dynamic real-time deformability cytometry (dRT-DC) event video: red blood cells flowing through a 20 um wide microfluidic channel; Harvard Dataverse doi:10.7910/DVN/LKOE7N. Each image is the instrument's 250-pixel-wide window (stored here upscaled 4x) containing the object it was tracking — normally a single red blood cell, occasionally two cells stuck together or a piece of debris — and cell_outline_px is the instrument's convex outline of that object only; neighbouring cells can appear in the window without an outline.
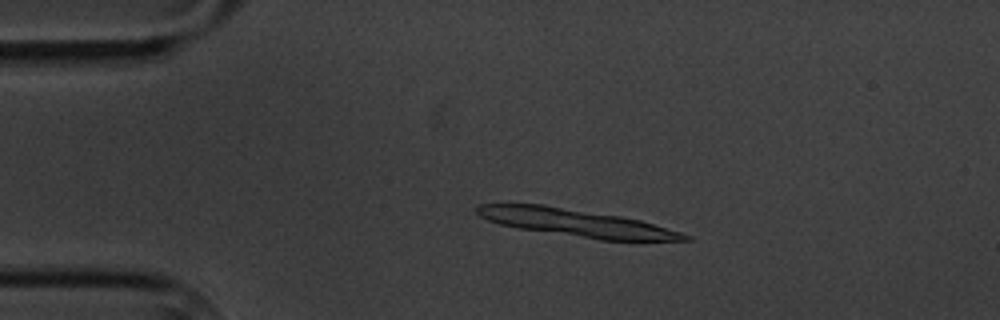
{"species": "common noctule bat (a hibernating species)", "species_latin": "Nyctalus noctula", "temperature_condition": "cold", "stored_images_in_passage": 9, "segment_of_instrument_passage": [1, 2], "camera_frame_rate_fps": 3000, "um_per_image_px": 0.085, "animal": {"sex": "male", "body_mass_g": 20.1, "forearm_length_mm": 53.5}, "frame": {"image": 1, "passage_image": 2, "time_ms": 1.0, "image_size_px": [1000, 320], "cell_outline_px": [[692, 240], [600, 240], [520, 228], [500, 224], [488, 220], [480, 216], [476, 212], [476, 208], [480, 204], [544, 204], [620, 216], [640, 220], [680, 232], [692, 236]], "centroid_in_image_um": [48.98, 18.93], "position_along_channel_um": 36.0, "area_um2": 32.77}}